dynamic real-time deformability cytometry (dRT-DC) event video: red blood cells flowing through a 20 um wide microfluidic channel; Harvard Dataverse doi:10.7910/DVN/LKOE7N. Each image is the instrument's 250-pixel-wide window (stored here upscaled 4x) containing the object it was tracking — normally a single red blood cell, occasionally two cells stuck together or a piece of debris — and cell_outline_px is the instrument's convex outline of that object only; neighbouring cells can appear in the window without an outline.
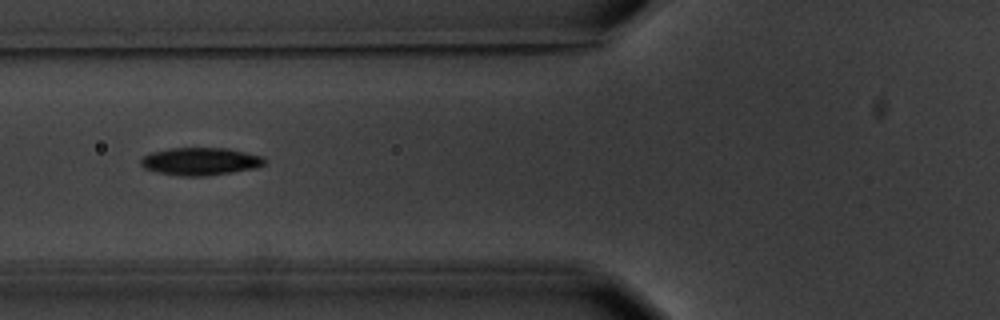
{"species": "common noctule bat (a hibernating species)", "species_latin": "Nyctalus noctula", "temperature_condition": "warm", "stored_images_in_passage": 2, "camera_frame_rate_fps": 3000, "um_per_image_px": 0.085, "animal": {"sex": "male", "body_mass_g": 20.1, "forearm_length_mm": 53.5}, "frame": {"image": 1, "passage_image": 2, "time_ms": 1.333, "image_size_px": [1000, 320], "cell_outline_px": [[268, 160], [264, 164], [256, 168], [232, 172], [204, 176], [180, 176], [160, 172], [144, 168], [140, 164], [140, 160], [144, 156], [152, 152], [168, 148], [224, 148], [264, 156]], "centroid_in_image_um": [17.06, 13.71], "position_along_channel_um": 108.7, "area_um2": 19.88}}